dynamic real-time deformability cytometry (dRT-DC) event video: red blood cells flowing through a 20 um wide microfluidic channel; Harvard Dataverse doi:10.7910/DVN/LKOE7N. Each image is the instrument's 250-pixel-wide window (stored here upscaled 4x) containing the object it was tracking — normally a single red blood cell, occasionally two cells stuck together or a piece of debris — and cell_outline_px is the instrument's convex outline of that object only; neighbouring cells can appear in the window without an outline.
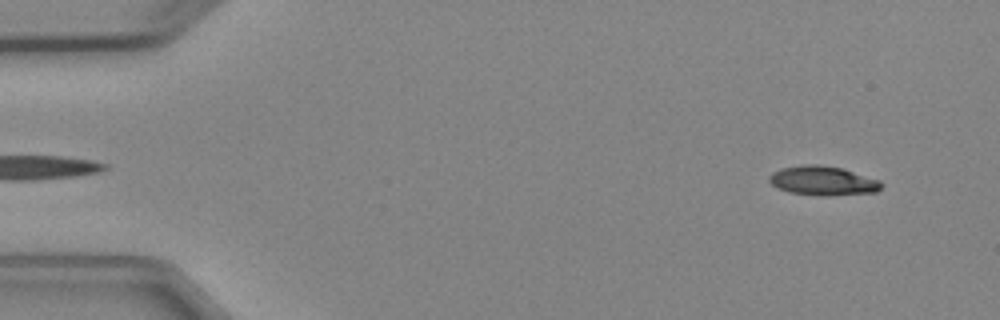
{"species": "Egyptian fruit bat (a non-hibernating species)", "species_latin": "Rousettus aegyptiacus", "temperature_condition": "cold", "stored_images_in_passage": 4, "camera_frame_rate_fps": 3000, "um_per_image_px": 0.085, "animal": {"sex": "female"}, "frame": {"image": 1, "passage_image": 1, "time_ms": 0.0, "image_size_px": [1000, 320], "cell_outline_px": [[884, 184], [876, 192], [820, 196], [788, 192], [776, 188], [768, 180], [768, 176], [772, 172], [780, 168], [804, 164], [816, 164], [840, 168], [880, 180]], "centroid_in_image_um": [69.89, 15.36], "position_along_channel_um": 15.1, "area_um2": 19.13}}
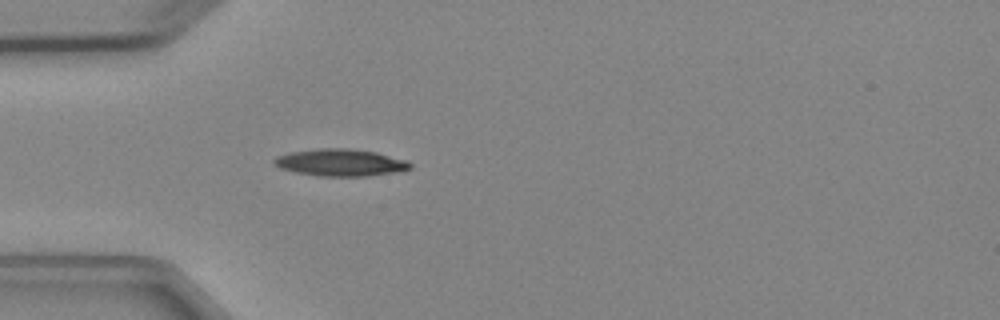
{"frame": {"image": 2, "passage_image": 4, "time_ms": 3.667, "image_size_px": [1000, 320], "cell_outline_px": [[412, 168], [396, 172], [364, 176], [320, 176], [296, 172], [280, 168], [272, 164], [272, 160], [276, 156], [288, 152], [316, 148], [348, 148], [376, 152], [408, 160], [412, 164]], "centroid_in_image_um": [28.91, 13.8], "position_along_channel_um": 56.1, "area_um2": 21.68}}